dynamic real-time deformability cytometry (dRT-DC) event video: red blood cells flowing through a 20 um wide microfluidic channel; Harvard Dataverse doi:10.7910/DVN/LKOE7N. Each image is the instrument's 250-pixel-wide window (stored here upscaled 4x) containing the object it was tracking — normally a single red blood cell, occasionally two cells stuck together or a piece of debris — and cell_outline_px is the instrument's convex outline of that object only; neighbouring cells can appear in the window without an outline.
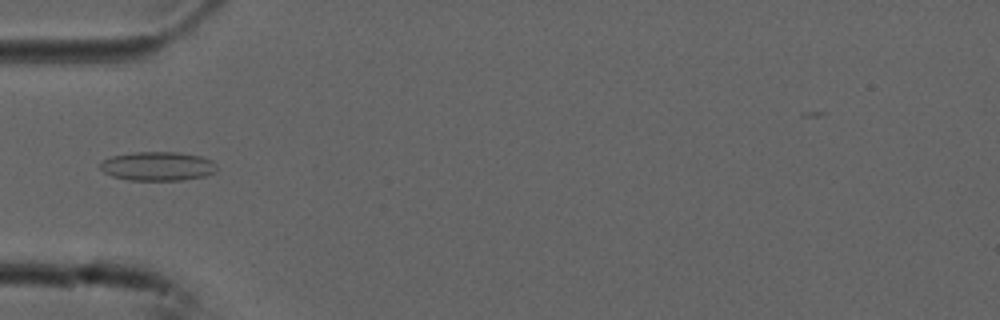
{"species": "common noctule bat (a hibernating species)", "species_latin": "Nyctalus noctula", "temperature_condition": "cold", "stored_images_in_passage": 8, "camera_frame_rate_fps": 3000, "um_per_image_px": 0.085, "animal": {"sex": "male", "forearm_length_mm": 52.5}, "frame": {"image": 1, "passage_image": 5, "time_ms": 1.333, "image_size_px": [1000, 320], "cell_outline_px": [[216, 172], [204, 176], [180, 180], [128, 180], [112, 176], [104, 172], [100, 168], [100, 164], [104, 160], [112, 156], [136, 152], [180, 152], [200, 156], [212, 160], [216, 164]], "centroid_in_image_um": [13.42, 14.12], "position_along_channel_um": 71.6, "area_um2": 19.65}}
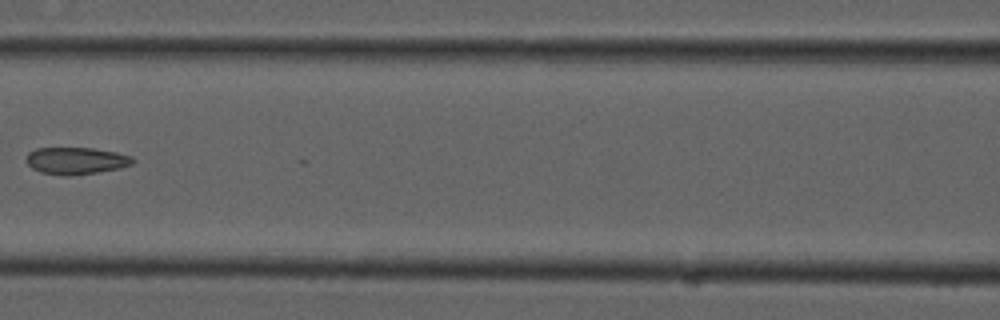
{"frame": {"image": 2, "passage_image": 7, "time_ms": 2.0, "image_size_px": [1000, 320], "cell_outline_px": [[136, 160], [132, 164], [120, 168], [96, 172], [68, 176], [40, 172], [32, 168], [28, 164], [28, 152], [36, 148], [92, 148], [116, 152], [132, 156]], "centroid_in_image_um": [6.49, 13.66], "position_along_channel_um": 160.1, "area_um2": 16.65}}
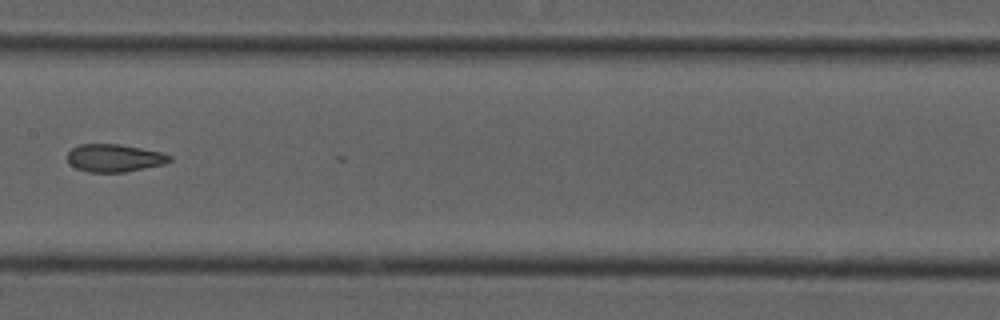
{"frame": {"image": 3, "passage_image": 8, "time_ms": 2.333, "image_size_px": [1000, 320], "cell_outline_px": [[172, 160], [164, 164], [124, 172], [88, 172], [76, 168], [68, 160], [68, 152], [72, 148], [80, 144], [120, 144], [160, 152], [172, 156]], "centroid_in_image_um": [9.73, 13.43], "position_along_channel_um": 197.7, "area_um2": 16.36}}